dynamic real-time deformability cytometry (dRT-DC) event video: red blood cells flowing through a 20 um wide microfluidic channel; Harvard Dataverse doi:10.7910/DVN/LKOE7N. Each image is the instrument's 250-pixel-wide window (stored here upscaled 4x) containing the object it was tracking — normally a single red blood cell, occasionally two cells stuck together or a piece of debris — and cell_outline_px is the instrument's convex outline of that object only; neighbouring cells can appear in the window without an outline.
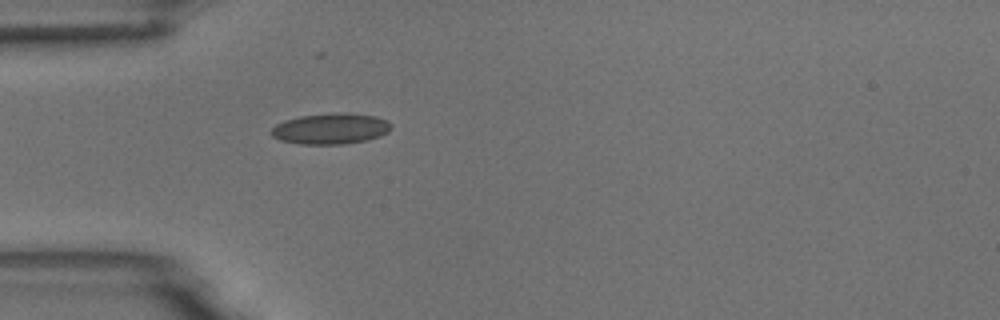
{"species": "common noctule bat (a hibernating species)", "species_latin": "Nyctalus noctula", "temperature_condition": "room temperature", "stored_images_in_passage": 5, "camera_frame_rate_fps": 3000, "um_per_image_px": 0.085, "animal": {"sex": "male", "body_mass_g": 18.8}, "frame": {"image": 1, "passage_image": 5, "time_ms": 1.333, "image_size_px": [1000, 320], "cell_outline_px": [[392, 128], [388, 132], [380, 136], [364, 140], [344, 144], [300, 144], [280, 140], [272, 136], [268, 132], [276, 124], [284, 120], [300, 116], [344, 112], [376, 116], [388, 120], [392, 124]], "centroid_in_image_um": [28.11, 10.93], "position_along_channel_um": 56.9, "area_um2": 21.68}}